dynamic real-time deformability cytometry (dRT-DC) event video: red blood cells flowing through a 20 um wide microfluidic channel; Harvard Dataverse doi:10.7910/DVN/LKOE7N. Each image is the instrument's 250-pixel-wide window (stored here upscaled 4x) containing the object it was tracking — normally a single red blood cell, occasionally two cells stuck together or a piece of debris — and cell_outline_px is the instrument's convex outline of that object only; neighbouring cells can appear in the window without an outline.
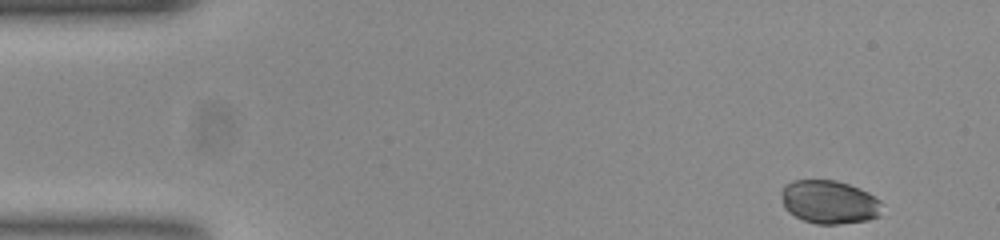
{"species": "common noctule bat (a hibernating species)", "species_latin": "Nyctalus noctula", "temperature_condition": "room temperature", "stored_images_in_passage": 51, "camera_frame_rate_fps": 3000, "um_per_image_px": 0.085, "animal": {"sex": "female", "body_mass_g": 23.0, "forearm_length_mm": 53.4}, "frame": {"image": 1, "passage_image": 1, "time_ms": 0.0, "image_size_px": [1000, 240], "cell_outline_px": [[884, 204], [880, 216], [868, 220], [836, 224], [816, 224], [804, 220], [788, 212], [784, 208], [780, 192], [784, 184], [792, 180], [836, 180], [860, 188], [868, 192], [880, 200]], "centroid_in_image_um": [70.49, 17.16], "position_along_channel_um": 14.5, "area_um2": 25.84}}
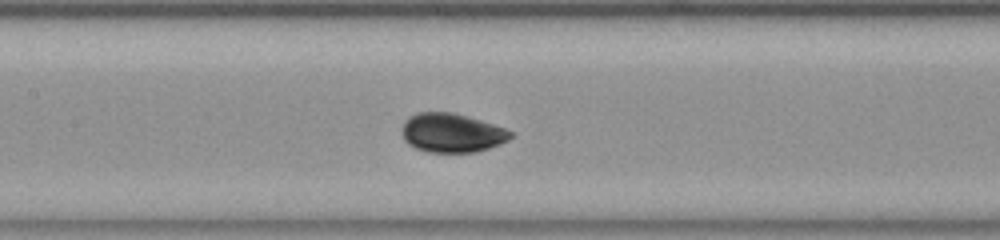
{"frame": {"image": 2, "passage_image": 22, "time_ms": 7.0, "image_size_px": [1000, 240], "cell_outline_px": [[516, 132], [508, 140], [500, 144], [476, 152], [428, 152], [416, 148], [408, 144], [404, 140], [400, 128], [404, 120], [408, 116], [416, 112], [452, 112], [480, 120]], "centroid_in_image_um": [38.37, 11.29], "position_along_channel_um": 169.0, "area_um2": 24.91}}
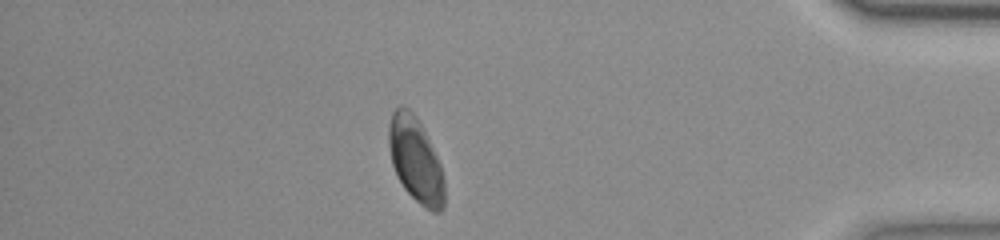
{"frame": {"image": 3, "passage_image": 44, "time_ms": 14.333, "image_size_px": [1000, 240], "cell_outline_px": [[444, 208], [440, 212], [432, 212], [424, 208], [404, 188], [396, 176], [392, 164], [388, 144], [388, 124], [392, 112], [400, 104], [404, 104], [416, 116], [440, 164], [444, 176]], "centroid_in_image_um": [35.3, 13.6], "position_along_channel_um": 399.9, "area_um2": 27.57}, "authors_computed_cell_mechanics": {"area_um2": 25.6054, "velocity_mm_per_s": 3.7337, "shape_relaxation_time_tau1_ms": 2.7965, "shape_relaxation_time_tau2_ms": null, "deformation_change_tau1": 0.0916, "deformation_change_tau2": null}}